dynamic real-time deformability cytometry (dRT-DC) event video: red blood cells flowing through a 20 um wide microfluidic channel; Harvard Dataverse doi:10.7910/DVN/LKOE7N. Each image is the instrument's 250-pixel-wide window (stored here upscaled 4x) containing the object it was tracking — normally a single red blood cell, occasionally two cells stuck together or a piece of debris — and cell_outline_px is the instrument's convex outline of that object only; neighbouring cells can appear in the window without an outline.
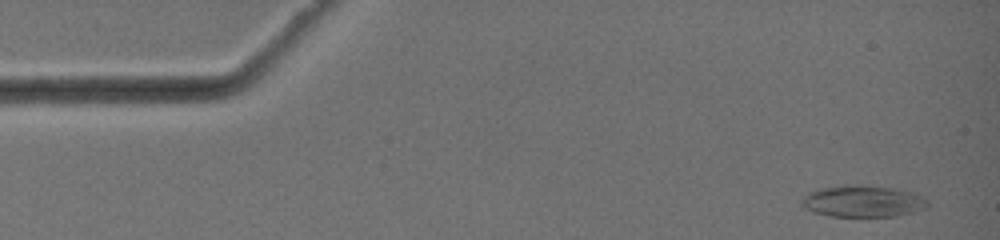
{"species": "common noctule bat (a hibernating species)", "species_latin": "Nyctalus noctula", "temperature_condition": "warm", "stored_images_in_passage": 11, "camera_frame_rate_fps": 3000, "um_per_image_px": 0.085, "animal": {"sex": "female", "body_mass_g": 19.0, "forearm_length_mm": 51.5}, "frame": {"image": 1, "passage_image": 2, "time_ms": 0.333, "image_size_px": [1000, 240], "cell_outline_px": [[928, 208], [896, 216], [828, 216], [812, 212], [804, 208], [800, 204], [800, 200], [808, 192], [820, 188], [844, 184], [852, 184], [892, 188], [912, 192], [928, 200]], "centroid_in_image_um": [73.29, 17.1], "position_along_channel_um": 11.7, "area_um2": 23.41}}
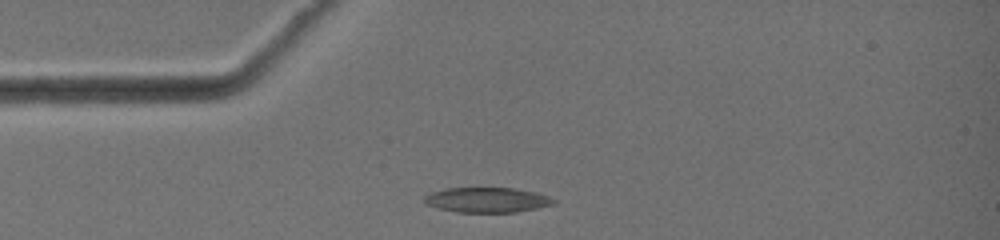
{"frame": {"image": 2, "passage_image": 10, "time_ms": 3.0, "image_size_px": [1000, 240], "cell_outline_px": [[556, 204], [516, 212], [456, 212], [436, 208], [424, 204], [424, 196], [432, 192], [444, 188], [516, 188], [536, 192], [548, 196], [556, 200]], "centroid_in_image_um": [41.38, 16.99], "position_along_channel_um": 43.6, "area_um2": 19.02}}